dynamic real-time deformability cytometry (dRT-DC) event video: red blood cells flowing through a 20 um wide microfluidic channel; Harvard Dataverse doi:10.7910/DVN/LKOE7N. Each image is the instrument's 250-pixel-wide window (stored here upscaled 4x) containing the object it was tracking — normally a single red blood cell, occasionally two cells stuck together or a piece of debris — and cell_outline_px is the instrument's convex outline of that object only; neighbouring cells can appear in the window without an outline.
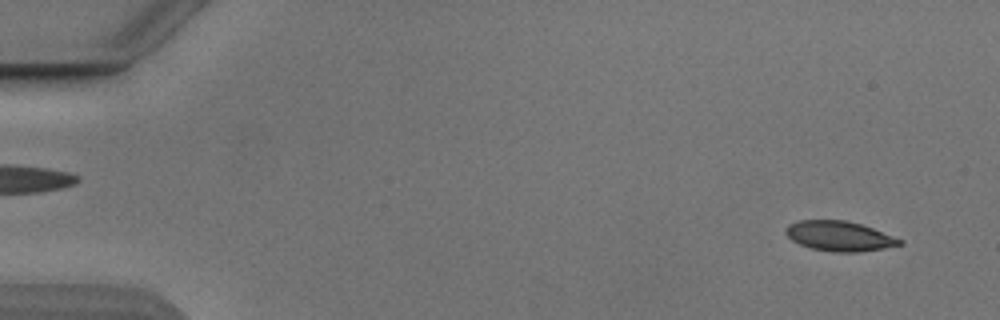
{"species": "Egyptian fruit bat (a non-hibernating species)", "species_latin": "Rousettus aegyptiacus", "temperature_condition": "cold", "stored_images_in_passage": 53, "camera_frame_rate_fps": 3000, "um_per_image_px": 0.085, "animal": {"sex": "male"}, "frame": {"image": 1, "passage_image": 3, "time_ms": 0.667, "image_size_px": [1000, 320], "cell_outline_px": [[904, 244], [884, 248], [856, 252], [832, 252], [812, 248], [800, 244], [792, 240], [784, 232], [784, 228], [788, 224], [796, 220], [844, 220], [860, 224], [872, 228], [904, 240]], "centroid_in_image_um": [71.32, 20.06], "position_along_channel_um": 13.7, "area_um2": 19.88}}
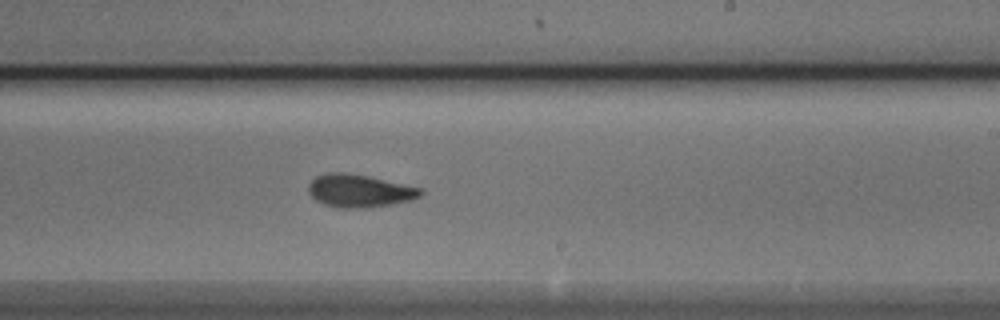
{"frame": {"image": 2, "passage_image": 32, "time_ms": 10.333, "image_size_px": [1000, 320], "cell_outline_px": [[424, 192], [420, 196], [412, 200], [392, 204], [364, 208], [340, 208], [324, 204], [316, 200], [308, 192], [308, 184], [316, 176], [328, 172], [348, 172], [368, 176], [424, 188]], "centroid_in_image_um": [30.57, 16.21], "position_along_channel_um": 258.4, "area_um2": 21.68}}
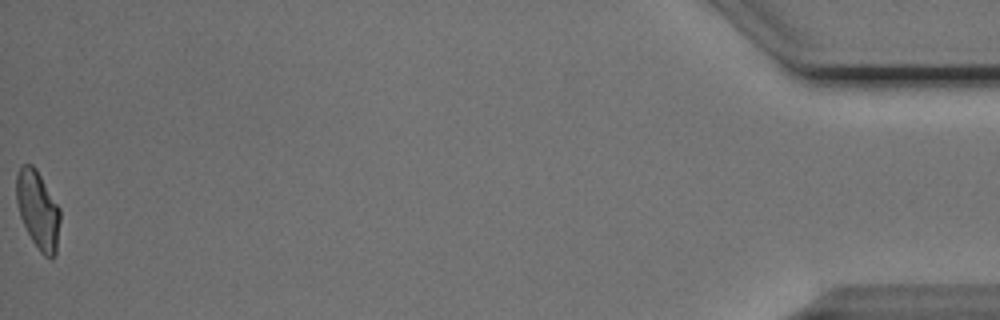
{"frame": {"image": 3, "passage_image": 53, "time_ms": 17.333, "image_size_px": [1000, 320], "cell_outline_px": [[60, 220], [56, 252], [52, 260], [44, 256], [40, 252], [32, 240], [20, 216], [16, 200], [16, 176], [20, 168], [24, 164], [32, 164], [36, 168], [60, 208]], "centroid_in_image_um": [3.23, 17.85], "position_along_channel_um": 432.0, "area_um2": 19.83}, "authors_computed_cell_mechanics": {"area_um2": 20.5768, "velocity_mm_per_s": 3.8673, "shape_relaxation_time_tau1_ms": 3.6908, "shape_relaxation_time_tau2_ms": 2.7635, "deformation_change_tau1": 0.1664, "deformation_change_tau2": 0.0936}}